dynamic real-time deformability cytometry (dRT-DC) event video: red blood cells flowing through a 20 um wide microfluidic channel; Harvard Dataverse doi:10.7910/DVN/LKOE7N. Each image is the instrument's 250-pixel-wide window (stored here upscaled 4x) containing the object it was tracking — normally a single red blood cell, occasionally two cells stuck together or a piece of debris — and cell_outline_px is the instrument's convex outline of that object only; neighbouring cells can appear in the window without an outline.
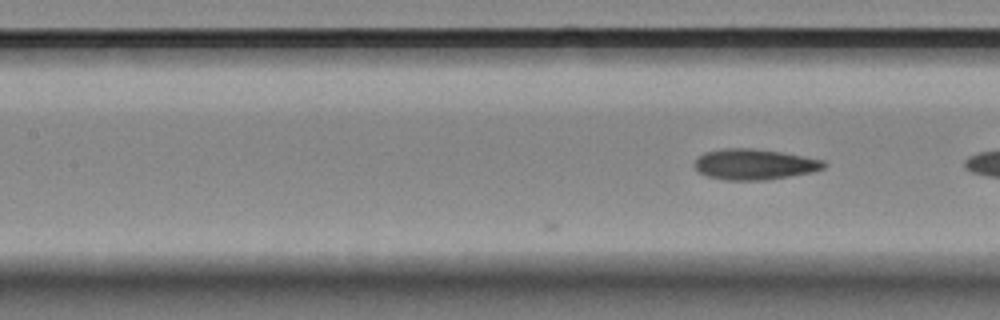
{"species": "Egyptian fruit bat (a non-hibernating species)", "species_latin": "Rousettus aegyptiacus", "temperature_condition": "room temperature", "stored_images_in_passage": 10, "camera_frame_rate_fps": 3000, "um_per_image_px": 0.085, "animal": {"sex": "female"}, "frame": {"image": 1, "passage_image": 10, "time_ms": 3.0, "image_size_px": [1000, 320], "cell_outline_px": [[828, 164], [824, 168], [812, 172], [764, 180], [724, 180], [708, 176], [700, 172], [692, 164], [704, 152], [724, 148], [752, 148], [780, 152], [824, 160]], "centroid_in_image_um": [64.12, 13.96], "position_along_channel_um": 143.3, "area_um2": 23.0}}